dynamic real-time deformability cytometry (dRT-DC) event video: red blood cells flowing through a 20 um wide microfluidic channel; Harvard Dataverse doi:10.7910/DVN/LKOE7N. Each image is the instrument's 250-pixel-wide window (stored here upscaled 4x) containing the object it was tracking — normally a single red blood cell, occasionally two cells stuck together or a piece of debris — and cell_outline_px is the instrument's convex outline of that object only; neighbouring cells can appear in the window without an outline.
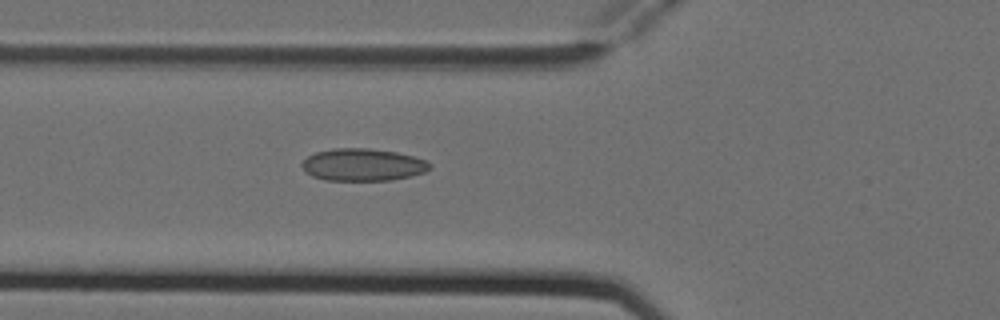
{"species": "Egyptian fruit bat (a non-hibernating species)", "species_latin": "Rousettus aegyptiacus", "temperature_condition": "cold", "stored_images_in_passage": 4, "camera_frame_rate_fps": 3000, "um_per_image_px": 0.085, "animal": {"sex": "female"}, "frame": {"image": 1, "passage_image": 4, "time_ms": 1.0, "image_size_px": [1000, 320], "cell_outline_px": [[432, 168], [424, 172], [412, 176], [392, 180], [324, 180], [312, 176], [304, 172], [300, 164], [308, 156], [316, 152], [332, 148], [368, 148], [396, 152], [412, 156], [424, 160], [432, 164]], "centroid_in_image_um": [30.82, 14.01], "position_along_channel_um": 95.0, "area_um2": 24.22}}